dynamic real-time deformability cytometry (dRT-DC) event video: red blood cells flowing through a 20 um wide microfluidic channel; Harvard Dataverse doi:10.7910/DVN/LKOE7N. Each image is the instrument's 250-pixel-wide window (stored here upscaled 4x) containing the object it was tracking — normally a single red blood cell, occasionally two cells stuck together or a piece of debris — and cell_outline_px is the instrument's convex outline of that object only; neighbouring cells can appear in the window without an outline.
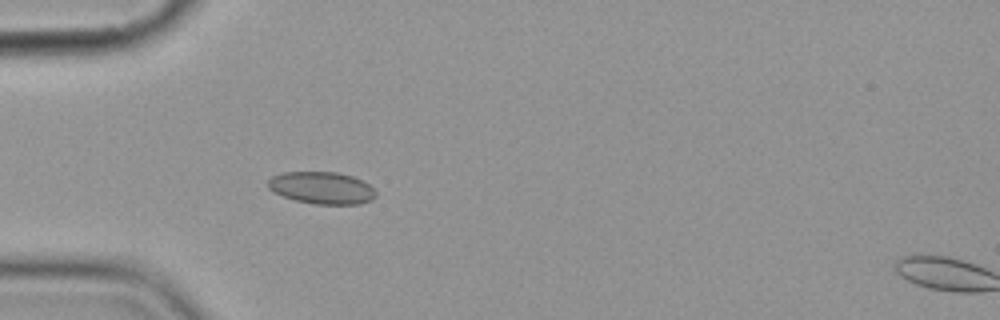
{"species": "common noctule bat (a hibernating species)", "species_latin": "Nyctalus noctula", "temperature_condition": "cold", "stored_images_in_passage": 5, "camera_frame_rate_fps": 3000, "um_per_image_px": 0.085, "animal": {"sex": "female", "body_mass_g": 19.9}, "frame": {"image": 1, "passage_image": 4, "time_ms": 4.333, "image_size_px": [1000, 320], "cell_outline_px": [[376, 196], [372, 200], [360, 204], [316, 204], [296, 200], [272, 192], [268, 188], [268, 180], [272, 176], [284, 172], [336, 172], [352, 176], [368, 184], [376, 192]], "centroid_in_image_um": [27.34, 15.97], "position_along_channel_um": 57.7, "area_um2": 20.11}}